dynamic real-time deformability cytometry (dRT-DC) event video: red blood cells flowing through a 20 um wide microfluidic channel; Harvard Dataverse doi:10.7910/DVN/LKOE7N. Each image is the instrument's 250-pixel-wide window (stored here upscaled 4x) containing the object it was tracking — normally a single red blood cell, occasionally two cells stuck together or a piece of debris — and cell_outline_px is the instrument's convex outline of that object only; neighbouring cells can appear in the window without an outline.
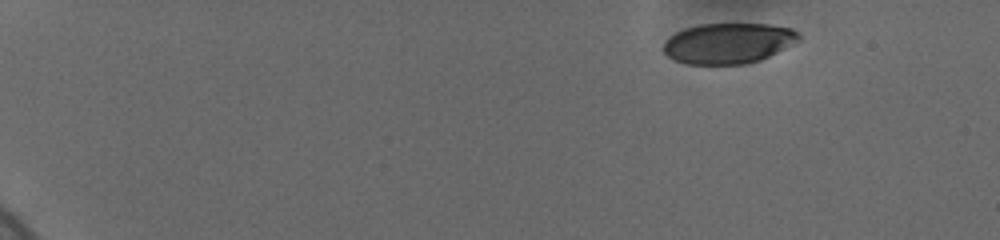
{"species": "human", "species_latin": "Homo sapiens", "temperature_condition": "cold", "stored_images_in_passage": 20, "camera_frame_rate_fps": 3000, "um_per_image_px": 0.085, "donor": {"sex": "female"}, "frame": {"image": 1, "passage_image": 1, "time_ms": 0.0, "image_size_px": [1000, 240], "cell_outline_px": [[800, 40], [760, 60], [744, 64], [688, 64], [676, 60], [668, 56], [664, 52], [664, 44], [676, 32], [684, 28], [700, 24], [768, 24], [792, 28], [800, 36]], "centroid_in_image_um": [61.92, 3.67], "position_along_channel_um": 23.1, "area_um2": 31.62}}
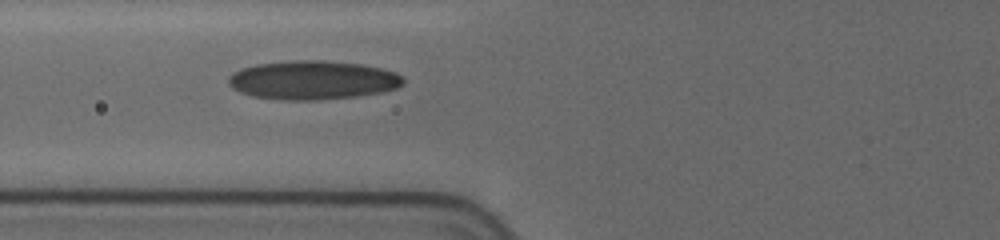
{"frame": {"image": 2, "passage_image": 12, "time_ms": 6.0, "image_size_px": [1000, 240], "cell_outline_px": [[404, 84], [396, 88], [380, 92], [356, 96], [316, 100], [284, 100], [252, 96], [240, 92], [232, 88], [228, 84], [228, 76], [232, 72], [240, 68], [256, 64], [288, 60], [320, 60], [360, 64], [380, 68], [396, 72], [404, 80]], "centroid_in_image_um": [26.53, 6.8], "position_along_channel_um": 99.3, "area_um2": 39.65}}
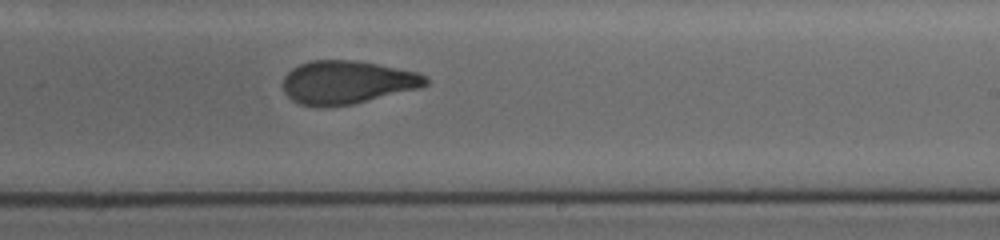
{"frame": {"image": 3, "passage_image": 20, "time_ms": 10.333, "image_size_px": [1000, 240], "cell_outline_px": [[428, 84], [420, 88], [352, 104], [324, 108], [300, 104], [292, 100], [284, 92], [284, 76], [292, 68], [300, 64], [312, 60], [360, 60], [416, 72], [424, 76], [428, 80]], "centroid_in_image_um": [29.48, 7.0], "position_along_channel_um": 259.5, "area_um2": 36.01}}